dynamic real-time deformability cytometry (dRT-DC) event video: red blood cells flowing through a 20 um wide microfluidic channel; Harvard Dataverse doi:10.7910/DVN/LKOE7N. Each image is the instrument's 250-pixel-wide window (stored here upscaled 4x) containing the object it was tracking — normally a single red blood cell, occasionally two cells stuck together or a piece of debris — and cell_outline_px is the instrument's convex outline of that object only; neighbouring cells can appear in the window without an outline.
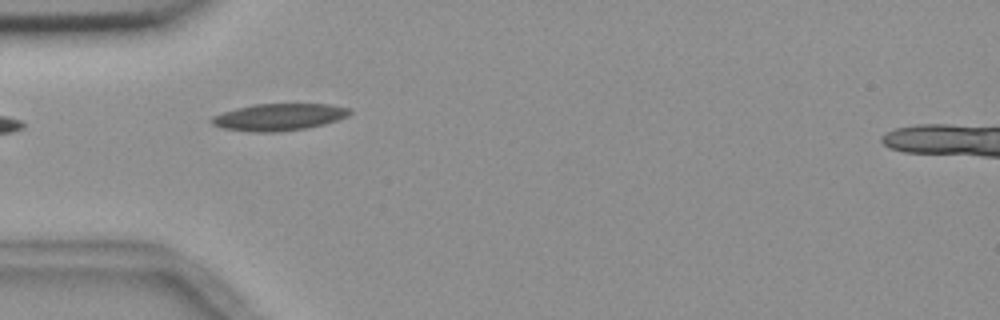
{"species": "common noctule bat (a hibernating species)", "species_latin": "Nyctalus noctula", "temperature_condition": "room temperature", "stored_images_in_passage": 6, "camera_frame_rate_fps": 3000, "um_per_image_px": 0.085, "animal": {"sex": "female", "body_mass_g": 18.4}, "frame": {"image": 1, "passage_image": 5, "time_ms": 4.667, "image_size_px": [1000, 320], "cell_outline_px": [[352, 112], [348, 116], [324, 124], [304, 128], [272, 132], [252, 132], [224, 128], [212, 124], [208, 120], [212, 116], [236, 108], [252, 104], [332, 104], [352, 108]], "centroid_in_image_um": [23.71, 9.93], "position_along_channel_um": 61.3, "area_um2": 21.68}}